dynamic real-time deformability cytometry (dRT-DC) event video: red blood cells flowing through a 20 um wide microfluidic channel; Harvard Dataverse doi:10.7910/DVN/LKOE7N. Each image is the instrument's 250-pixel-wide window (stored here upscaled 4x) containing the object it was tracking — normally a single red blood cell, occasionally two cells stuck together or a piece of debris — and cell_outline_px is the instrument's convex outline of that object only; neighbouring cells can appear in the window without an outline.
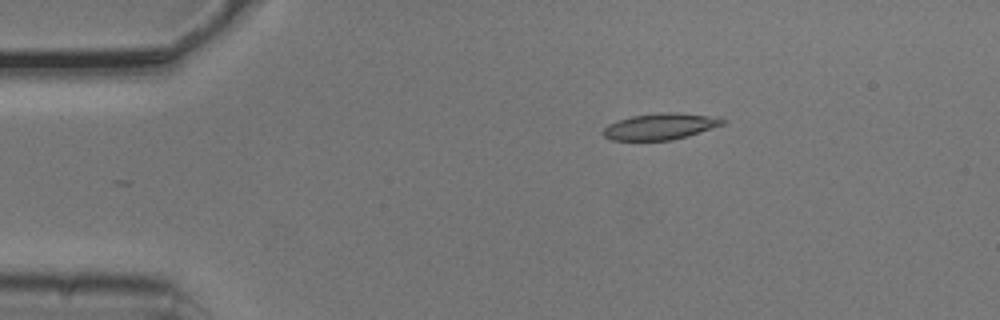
{"species": "common noctule bat (a hibernating species)", "species_latin": "Nyctalus noctula", "temperature_condition": "cold", "stored_images_in_passage": 6, "camera_frame_rate_fps": 3000, "um_per_image_px": 0.085, "animal": {"sex": "male", "body_mass_g": 20.5, "forearm_length_mm": 52.5}, "frame": {"image": 1, "passage_image": 3, "time_ms": 0.667, "image_size_px": [1000, 320], "cell_outline_px": [[724, 124], [688, 136], [672, 140], [612, 140], [604, 136], [600, 132], [608, 124], [616, 120], [632, 116], [660, 112], [676, 112], [716, 116], [724, 120]], "centroid_in_image_um": [56.1, 10.74], "position_along_channel_um": 28.9, "area_um2": 18.44}}
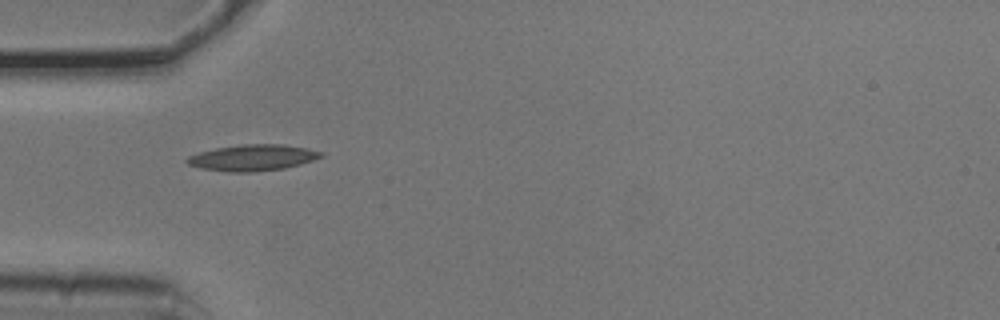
{"frame": {"image": 2, "passage_image": 5, "time_ms": 1.333, "image_size_px": [1000, 320], "cell_outline_px": [[324, 156], [300, 164], [284, 168], [252, 172], [228, 172], [200, 168], [188, 164], [184, 160], [188, 156], [200, 152], [216, 148], [244, 144], [284, 144], [308, 148], [324, 152]], "centroid_in_image_um": [21.48, 13.4], "position_along_channel_um": 63.5, "area_um2": 20.46}}
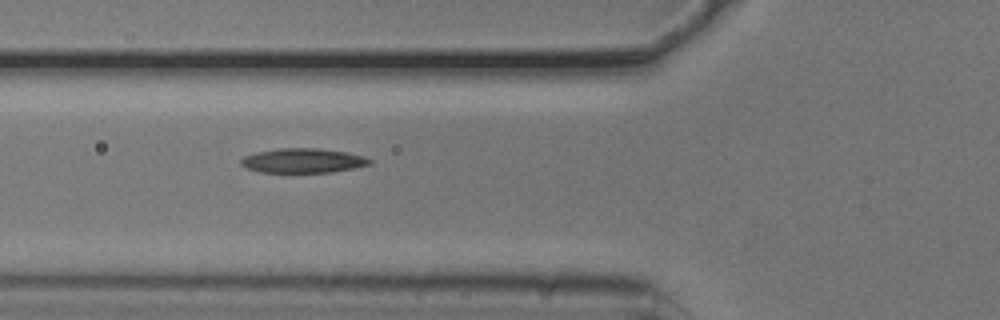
{"frame": {"image": 3, "passage_image": 6, "time_ms": 1.667, "image_size_px": [1000, 320], "cell_outline_px": [[372, 164], [356, 168], [332, 172], [260, 172], [248, 168], [240, 164], [240, 160], [244, 156], [256, 152], [280, 148], [320, 148], [348, 152], [364, 156], [372, 160]], "centroid_in_image_um": [25.8, 13.65], "position_along_channel_um": 100.0, "area_um2": 18.5}}